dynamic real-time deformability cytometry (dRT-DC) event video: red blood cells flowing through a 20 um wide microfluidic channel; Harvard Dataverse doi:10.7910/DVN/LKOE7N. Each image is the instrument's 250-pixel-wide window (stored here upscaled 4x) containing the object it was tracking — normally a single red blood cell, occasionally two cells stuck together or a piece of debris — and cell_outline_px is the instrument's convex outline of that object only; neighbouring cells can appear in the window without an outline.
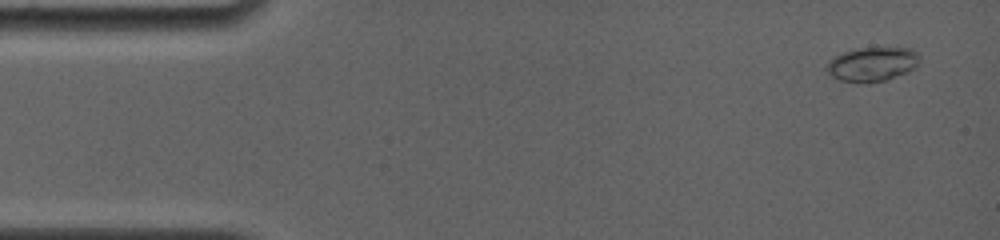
{"species": "common noctule bat (a hibernating species)", "species_latin": "Nyctalus noctula", "temperature_condition": "room temperature", "stored_images_in_passage": 75, "camera_frame_rate_fps": 4000, "um_per_image_px": 0.085, "animal": {"sex": "female", "body_mass_g": 19.0, "forearm_length_mm": 56.7}, "frame": {"image": 1, "passage_image": 5, "time_ms": 0.75, "image_size_px": [1000, 240], "cell_outline_px": [[920, 56], [916, 68], [888, 80], [840, 80], [832, 76], [824, 68], [836, 56], [844, 52], [860, 48], [912, 48]], "centroid_in_image_um": [74.2, 5.42], "position_along_channel_um": 10.8, "area_um2": 17.86}}
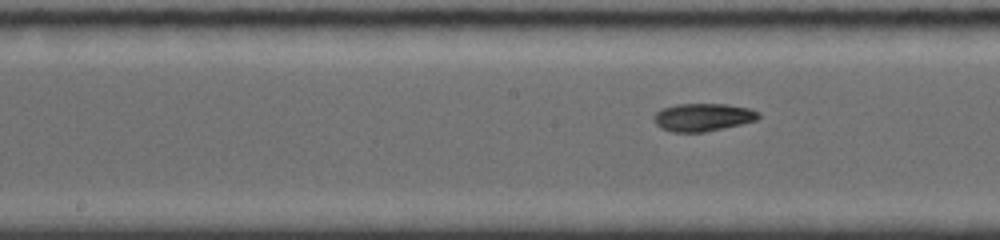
{"frame": {"image": 2, "passage_image": 41, "time_ms": 8.25, "image_size_px": [1000, 240], "cell_outline_px": [[760, 116], [756, 120], [724, 128], [704, 132], [672, 132], [660, 128], [652, 120], [652, 116], [656, 112], [664, 108], [676, 104], [728, 104], [748, 108], [760, 112]], "centroid_in_image_um": [59.71, 9.96], "position_along_channel_um": 188.5, "area_um2": 17.05}}
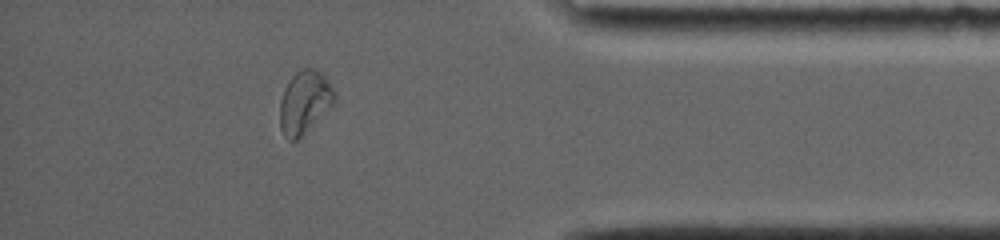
{"frame": {"image": 3, "passage_image": 67, "time_ms": 14.5, "image_size_px": [1000, 240], "cell_outline_px": [[336, 100], [296, 140], [288, 140], [284, 136], [280, 128], [280, 100], [284, 88], [288, 80], [300, 68], [312, 68], [320, 72], [328, 80], [336, 92]], "centroid_in_image_um": [25.86, 8.64], "position_along_channel_um": 409.3, "area_um2": 19.71}, "authors_computed_cell_mechanics": {"area_um2": 17.34, "velocity_mm_per_s": 3.7975, "shape_relaxation_time_tau1_ms": 6.4256, "shape_relaxation_time_tau2_ms": 3.5669, "deformation_change_tau1": 0.1022, "deformation_change_tau2": 0.0805}}